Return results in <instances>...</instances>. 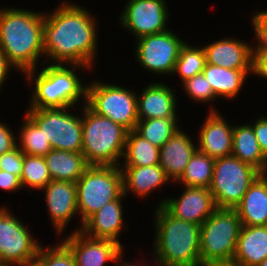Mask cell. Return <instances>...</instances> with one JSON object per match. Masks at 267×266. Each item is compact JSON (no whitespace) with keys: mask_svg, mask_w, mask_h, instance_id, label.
Listing matches in <instances>:
<instances>
[{"mask_svg":"<svg viewBox=\"0 0 267 266\" xmlns=\"http://www.w3.org/2000/svg\"><path fill=\"white\" fill-rule=\"evenodd\" d=\"M43 22L44 61L95 67L99 52L98 19L86 7L71 0L59 1Z\"/></svg>","mask_w":267,"mask_h":266,"instance_id":"obj_1","label":"cell"},{"mask_svg":"<svg viewBox=\"0 0 267 266\" xmlns=\"http://www.w3.org/2000/svg\"><path fill=\"white\" fill-rule=\"evenodd\" d=\"M44 20L45 12L40 10L0 7V48L20 75L45 62Z\"/></svg>","mask_w":267,"mask_h":266,"instance_id":"obj_2","label":"cell"},{"mask_svg":"<svg viewBox=\"0 0 267 266\" xmlns=\"http://www.w3.org/2000/svg\"><path fill=\"white\" fill-rule=\"evenodd\" d=\"M45 64L40 65L42 69L38 67L23 74L28 80L26 84L33 89L27 109L76 107L81 102L85 105L87 83H83L78 71L92 70L77 64Z\"/></svg>","mask_w":267,"mask_h":266,"instance_id":"obj_3","label":"cell"},{"mask_svg":"<svg viewBox=\"0 0 267 266\" xmlns=\"http://www.w3.org/2000/svg\"><path fill=\"white\" fill-rule=\"evenodd\" d=\"M155 208L153 259L168 266H201V226L174 217L163 206Z\"/></svg>","mask_w":267,"mask_h":266,"instance_id":"obj_4","label":"cell"},{"mask_svg":"<svg viewBox=\"0 0 267 266\" xmlns=\"http://www.w3.org/2000/svg\"><path fill=\"white\" fill-rule=\"evenodd\" d=\"M82 109V150L89 165L120 166L128 130L110 118Z\"/></svg>","mask_w":267,"mask_h":266,"instance_id":"obj_5","label":"cell"},{"mask_svg":"<svg viewBox=\"0 0 267 266\" xmlns=\"http://www.w3.org/2000/svg\"><path fill=\"white\" fill-rule=\"evenodd\" d=\"M77 207L81 231L83 223L106 203L123 194V176L120 166L90 165L76 181Z\"/></svg>","mask_w":267,"mask_h":266,"instance_id":"obj_6","label":"cell"},{"mask_svg":"<svg viewBox=\"0 0 267 266\" xmlns=\"http://www.w3.org/2000/svg\"><path fill=\"white\" fill-rule=\"evenodd\" d=\"M241 227L235 209L217 208L201 225V265L232 262Z\"/></svg>","mask_w":267,"mask_h":266,"instance_id":"obj_7","label":"cell"},{"mask_svg":"<svg viewBox=\"0 0 267 266\" xmlns=\"http://www.w3.org/2000/svg\"><path fill=\"white\" fill-rule=\"evenodd\" d=\"M95 77L88 81L86 105L96 114L110 118L113 122L135 130L138 122L137 91L120 84L106 83Z\"/></svg>","mask_w":267,"mask_h":266,"instance_id":"obj_8","label":"cell"},{"mask_svg":"<svg viewBox=\"0 0 267 266\" xmlns=\"http://www.w3.org/2000/svg\"><path fill=\"white\" fill-rule=\"evenodd\" d=\"M261 174L253 166L232 155L215 159L209 190L216 208L235 209L248 188Z\"/></svg>","mask_w":267,"mask_h":266,"instance_id":"obj_9","label":"cell"},{"mask_svg":"<svg viewBox=\"0 0 267 266\" xmlns=\"http://www.w3.org/2000/svg\"><path fill=\"white\" fill-rule=\"evenodd\" d=\"M75 108L27 109L25 114L43 131L52 149L78 152L82 150V110L79 105L78 115Z\"/></svg>","mask_w":267,"mask_h":266,"instance_id":"obj_10","label":"cell"},{"mask_svg":"<svg viewBox=\"0 0 267 266\" xmlns=\"http://www.w3.org/2000/svg\"><path fill=\"white\" fill-rule=\"evenodd\" d=\"M7 206H0V266L34 263L42 242Z\"/></svg>","mask_w":267,"mask_h":266,"instance_id":"obj_11","label":"cell"},{"mask_svg":"<svg viewBox=\"0 0 267 266\" xmlns=\"http://www.w3.org/2000/svg\"><path fill=\"white\" fill-rule=\"evenodd\" d=\"M134 56L143 70L156 75L173 74L181 47L186 40L174 30L148 35L135 40Z\"/></svg>","mask_w":267,"mask_h":266,"instance_id":"obj_12","label":"cell"},{"mask_svg":"<svg viewBox=\"0 0 267 266\" xmlns=\"http://www.w3.org/2000/svg\"><path fill=\"white\" fill-rule=\"evenodd\" d=\"M119 15V25L134 40L168 31L170 11L166 0H127Z\"/></svg>","mask_w":267,"mask_h":266,"instance_id":"obj_13","label":"cell"},{"mask_svg":"<svg viewBox=\"0 0 267 266\" xmlns=\"http://www.w3.org/2000/svg\"><path fill=\"white\" fill-rule=\"evenodd\" d=\"M183 188L179 197L166 196L158 200L157 207L163 206L174 217L201 226L217 209L212 193L204 187L183 186L181 190Z\"/></svg>","mask_w":267,"mask_h":266,"instance_id":"obj_14","label":"cell"},{"mask_svg":"<svg viewBox=\"0 0 267 266\" xmlns=\"http://www.w3.org/2000/svg\"><path fill=\"white\" fill-rule=\"evenodd\" d=\"M73 254L76 266H105L124 251L110 239H94L83 232H70L60 240Z\"/></svg>","mask_w":267,"mask_h":266,"instance_id":"obj_15","label":"cell"},{"mask_svg":"<svg viewBox=\"0 0 267 266\" xmlns=\"http://www.w3.org/2000/svg\"><path fill=\"white\" fill-rule=\"evenodd\" d=\"M42 190L45 191V206L56 236L63 235V232L66 235V228L70 221L76 217L79 218L76 183L52 180Z\"/></svg>","mask_w":267,"mask_h":266,"instance_id":"obj_16","label":"cell"},{"mask_svg":"<svg viewBox=\"0 0 267 266\" xmlns=\"http://www.w3.org/2000/svg\"><path fill=\"white\" fill-rule=\"evenodd\" d=\"M198 130V151L213 159L232 155L233 125L220 111H207Z\"/></svg>","mask_w":267,"mask_h":266,"instance_id":"obj_17","label":"cell"},{"mask_svg":"<svg viewBox=\"0 0 267 266\" xmlns=\"http://www.w3.org/2000/svg\"><path fill=\"white\" fill-rule=\"evenodd\" d=\"M141 94L137 92V115L139 120L179 117L178 102L174 87L161 81L147 83ZM175 91V92H174Z\"/></svg>","mask_w":267,"mask_h":266,"instance_id":"obj_18","label":"cell"},{"mask_svg":"<svg viewBox=\"0 0 267 266\" xmlns=\"http://www.w3.org/2000/svg\"><path fill=\"white\" fill-rule=\"evenodd\" d=\"M127 198L124 193L116 200L106 203L100 210L91 215L82 225L81 232L94 239H110L123 248L127 245L121 243V231L126 228L123 211V200ZM125 225V226H124ZM124 227V228H123Z\"/></svg>","mask_w":267,"mask_h":266,"instance_id":"obj_19","label":"cell"},{"mask_svg":"<svg viewBox=\"0 0 267 266\" xmlns=\"http://www.w3.org/2000/svg\"><path fill=\"white\" fill-rule=\"evenodd\" d=\"M201 46L209 64L228 69H252V43L227 36Z\"/></svg>","mask_w":267,"mask_h":266,"instance_id":"obj_20","label":"cell"},{"mask_svg":"<svg viewBox=\"0 0 267 266\" xmlns=\"http://www.w3.org/2000/svg\"><path fill=\"white\" fill-rule=\"evenodd\" d=\"M181 128L160 147L159 165L166 176L175 183L184 173L192 156L198 150L197 141Z\"/></svg>","mask_w":267,"mask_h":266,"instance_id":"obj_21","label":"cell"},{"mask_svg":"<svg viewBox=\"0 0 267 266\" xmlns=\"http://www.w3.org/2000/svg\"><path fill=\"white\" fill-rule=\"evenodd\" d=\"M123 176V193L135 195L136 198L151 197L156 190L167 183L172 184L159 164L151 166H120Z\"/></svg>","mask_w":267,"mask_h":266,"instance_id":"obj_22","label":"cell"},{"mask_svg":"<svg viewBox=\"0 0 267 266\" xmlns=\"http://www.w3.org/2000/svg\"><path fill=\"white\" fill-rule=\"evenodd\" d=\"M244 226H267V174H261L235 208Z\"/></svg>","mask_w":267,"mask_h":266,"instance_id":"obj_23","label":"cell"},{"mask_svg":"<svg viewBox=\"0 0 267 266\" xmlns=\"http://www.w3.org/2000/svg\"><path fill=\"white\" fill-rule=\"evenodd\" d=\"M266 257L267 226L242 225L232 262L240 266H257Z\"/></svg>","mask_w":267,"mask_h":266,"instance_id":"obj_24","label":"cell"},{"mask_svg":"<svg viewBox=\"0 0 267 266\" xmlns=\"http://www.w3.org/2000/svg\"><path fill=\"white\" fill-rule=\"evenodd\" d=\"M202 73L217 98L233 101L240 95V91L246 84L245 81L248 76H251L252 69H228L206 63Z\"/></svg>","mask_w":267,"mask_h":266,"instance_id":"obj_25","label":"cell"},{"mask_svg":"<svg viewBox=\"0 0 267 266\" xmlns=\"http://www.w3.org/2000/svg\"><path fill=\"white\" fill-rule=\"evenodd\" d=\"M50 176L54 181L74 182L90 166L81 151L69 152L51 149L44 156Z\"/></svg>","mask_w":267,"mask_h":266,"instance_id":"obj_26","label":"cell"},{"mask_svg":"<svg viewBox=\"0 0 267 266\" xmlns=\"http://www.w3.org/2000/svg\"><path fill=\"white\" fill-rule=\"evenodd\" d=\"M232 156L267 174V157L261 151L252 125H233Z\"/></svg>","mask_w":267,"mask_h":266,"instance_id":"obj_27","label":"cell"},{"mask_svg":"<svg viewBox=\"0 0 267 266\" xmlns=\"http://www.w3.org/2000/svg\"><path fill=\"white\" fill-rule=\"evenodd\" d=\"M160 148L151 144L135 130L128 131L120 166H151L159 164Z\"/></svg>","mask_w":267,"mask_h":266,"instance_id":"obj_28","label":"cell"},{"mask_svg":"<svg viewBox=\"0 0 267 266\" xmlns=\"http://www.w3.org/2000/svg\"><path fill=\"white\" fill-rule=\"evenodd\" d=\"M214 162L215 159L197 150L187 164L183 175L174 184L209 189L213 179Z\"/></svg>","mask_w":267,"mask_h":266,"instance_id":"obj_29","label":"cell"},{"mask_svg":"<svg viewBox=\"0 0 267 266\" xmlns=\"http://www.w3.org/2000/svg\"><path fill=\"white\" fill-rule=\"evenodd\" d=\"M179 117L138 120L135 131L154 146L160 148L178 131Z\"/></svg>","mask_w":267,"mask_h":266,"instance_id":"obj_30","label":"cell"},{"mask_svg":"<svg viewBox=\"0 0 267 266\" xmlns=\"http://www.w3.org/2000/svg\"><path fill=\"white\" fill-rule=\"evenodd\" d=\"M23 115L17 133V146L24 154L44 157L52 147L43 131L26 114Z\"/></svg>","mask_w":267,"mask_h":266,"instance_id":"obj_31","label":"cell"},{"mask_svg":"<svg viewBox=\"0 0 267 266\" xmlns=\"http://www.w3.org/2000/svg\"><path fill=\"white\" fill-rule=\"evenodd\" d=\"M206 56L201 45L197 46L189 42L181 47L175 69L171 77L174 75L184 82L195 75L201 74L206 65Z\"/></svg>","mask_w":267,"mask_h":266,"instance_id":"obj_32","label":"cell"},{"mask_svg":"<svg viewBox=\"0 0 267 266\" xmlns=\"http://www.w3.org/2000/svg\"><path fill=\"white\" fill-rule=\"evenodd\" d=\"M20 180L22 187H27L30 195L34 189L40 192L41 189L46 187L52 181V178L44 157L24 154Z\"/></svg>","mask_w":267,"mask_h":266,"instance_id":"obj_33","label":"cell"},{"mask_svg":"<svg viewBox=\"0 0 267 266\" xmlns=\"http://www.w3.org/2000/svg\"><path fill=\"white\" fill-rule=\"evenodd\" d=\"M181 86L183 87L181 90L184 91V93L192 100V102L194 101L195 103L207 105L210 104L211 106L208 107V111H219L218 108L216 109L215 106H213V103H216L218 98L214 94L210 83L203 73L185 80L181 83Z\"/></svg>","mask_w":267,"mask_h":266,"instance_id":"obj_34","label":"cell"},{"mask_svg":"<svg viewBox=\"0 0 267 266\" xmlns=\"http://www.w3.org/2000/svg\"><path fill=\"white\" fill-rule=\"evenodd\" d=\"M34 263L37 266H76L72 252L60 240L50 247L41 245Z\"/></svg>","mask_w":267,"mask_h":266,"instance_id":"obj_35","label":"cell"},{"mask_svg":"<svg viewBox=\"0 0 267 266\" xmlns=\"http://www.w3.org/2000/svg\"><path fill=\"white\" fill-rule=\"evenodd\" d=\"M249 20L255 36L252 40H256L252 52L267 53V10L252 12Z\"/></svg>","mask_w":267,"mask_h":266,"instance_id":"obj_36","label":"cell"},{"mask_svg":"<svg viewBox=\"0 0 267 266\" xmlns=\"http://www.w3.org/2000/svg\"><path fill=\"white\" fill-rule=\"evenodd\" d=\"M24 153L17 146L10 152L0 155V170L21 177Z\"/></svg>","mask_w":267,"mask_h":266,"instance_id":"obj_37","label":"cell"},{"mask_svg":"<svg viewBox=\"0 0 267 266\" xmlns=\"http://www.w3.org/2000/svg\"><path fill=\"white\" fill-rule=\"evenodd\" d=\"M6 122L0 121V155L10 152L17 147V135Z\"/></svg>","mask_w":267,"mask_h":266,"instance_id":"obj_38","label":"cell"},{"mask_svg":"<svg viewBox=\"0 0 267 266\" xmlns=\"http://www.w3.org/2000/svg\"><path fill=\"white\" fill-rule=\"evenodd\" d=\"M254 134L258 141L259 147L263 154L267 157V114L260 115L254 121L251 120Z\"/></svg>","mask_w":267,"mask_h":266,"instance_id":"obj_39","label":"cell"},{"mask_svg":"<svg viewBox=\"0 0 267 266\" xmlns=\"http://www.w3.org/2000/svg\"><path fill=\"white\" fill-rule=\"evenodd\" d=\"M252 77L267 79V53L252 52Z\"/></svg>","mask_w":267,"mask_h":266,"instance_id":"obj_40","label":"cell"},{"mask_svg":"<svg viewBox=\"0 0 267 266\" xmlns=\"http://www.w3.org/2000/svg\"><path fill=\"white\" fill-rule=\"evenodd\" d=\"M0 189L11 193L23 189L20 177L0 170Z\"/></svg>","mask_w":267,"mask_h":266,"instance_id":"obj_41","label":"cell"},{"mask_svg":"<svg viewBox=\"0 0 267 266\" xmlns=\"http://www.w3.org/2000/svg\"><path fill=\"white\" fill-rule=\"evenodd\" d=\"M14 70L16 73L18 71L16 68L8 61L6 54L0 48V93L3 89V85L6 84L10 73Z\"/></svg>","mask_w":267,"mask_h":266,"instance_id":"obj_42","label":"cell"},{"mask_svg":"<svg viewBox=\"0 0 267 266\" xmlns=\"http://www.w3.org/2000/svg\"><path fill=\"white\" fill-rule=\"evenodd\" d=\"M123 254L124 252L122 251L120 255L114 259V261L112 262L114 266H126L127 259H125L126 257H124Z\"/></svg>","mask_w":267,"mask_h":266,"instance_id":"obj_43","label":"cell"},{"mask_svg":"<svg viewBox=\"0 0 267 266\" xmlns=\"http://www.w3.org/2000/svg\"><path fill=\"white\" fill-rule=\"evenodd\" d=\"M145 261L144 260H141V259H139V261H138V259H135V263H133L134 260L133 261H130V260L128 261L127 260L126 261V266H146L148 263H150L147 259Z\"/></svg>","mask_w":267,"mask_h":266,"instance_id":"obj_44","label":"cell"},{"mask_svg":"<svg viewBox=\"0 0 267 266\" xmlns=\"http://www.w3.org/2000/svg\"><path fill=\"white\" fill-rule=\"evenodd\" d=\"M201 266H240L234 262L208 263Z\"/></svg>","mask_w":267,"mask_h":266,"instance_id":"obj_45","label":"cell"},{"mask_svg":"<svg viewBox=\"0 0 267 266\" xmlns=\"http://www.w3.org/2000/svg\"><path fill=\"white\" fill-rule=\"evenodd\" d=\"M151 259H152L151 262H152L153 264H155V266H157V265H158V266H168V265H166L165 263H162V262H159V261L153 259V257H152ZM153 264L150 265V264L148 263V265H146V266H153Z\"/></svg>","mask_w":267,"mask_h":266,"instance_id":"obj_46","label":"cell"},{"mask_svg":"<svg viewBox=\"0 0 267 266\" xmlns=\"http://www.w3.org/2000/svg\"><path fill=\"white\" fill-rule=\"evenodd\" d=\"M257 266H267V257Z\"/></svg>","mask_w":267,"mask_h":266,"instance_id":"obj_47","label":"cell"},{"mask_svg":"<svg viewBox=\"0 0 267 266\" xmlns=\"http://www.w3.org/2000/svg\"><path fill=\"white\" fill-rule=\"evenodd\" d=\"M18 266H37L35 263L25 264V265H18Z\"/></svg>","mask_w":267,"mask_h":266,"instance_id":"obj_48","label":"cell"}]
</instances>
